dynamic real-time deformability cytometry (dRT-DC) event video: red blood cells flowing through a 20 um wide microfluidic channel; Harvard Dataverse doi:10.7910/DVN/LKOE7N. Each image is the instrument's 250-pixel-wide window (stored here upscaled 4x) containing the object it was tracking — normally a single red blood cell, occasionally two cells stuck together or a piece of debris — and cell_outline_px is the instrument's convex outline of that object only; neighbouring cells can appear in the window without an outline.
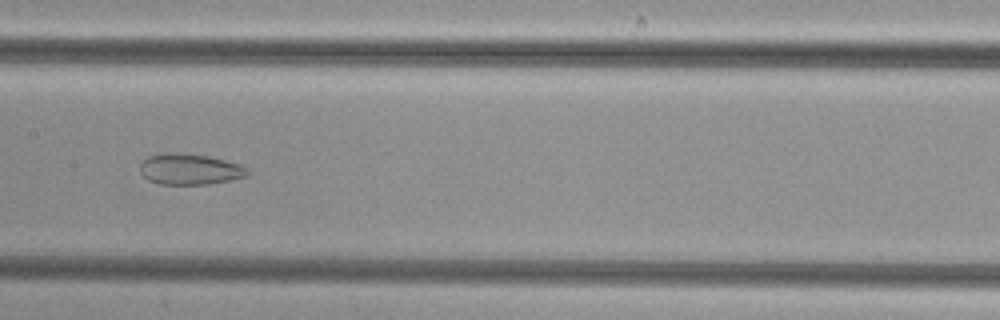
{"species": "common noctule bat (a hibernating species)", "species_latin": "Nyctalus noctula", "temperature_condition": "cold", "stored_images_in_passage": 51, "camera_frame_rate_fps": 3000, "um_per_image_px": 0.085, "animal": {"sex": "female", "body_mass_g": 29.2, "forearm_length_mm": 56.3}, "frame": {"image": 1, "passage_image": 26, "time_ms": 8.333, "image_size_px": [1000, 320], "cell_outline_px": [[248, 176], [232, 180], [208, 184], [160, 184], [148, 180], [140, 172], [140, 164], [148, 156], [164, 152], [168, 152], [208, 156], [240, 164], [248, 168]], "centroid_in_image_um": [16.14, 14.39], "position_along_channel_um": 191.3, "area_um2": 19.36}}
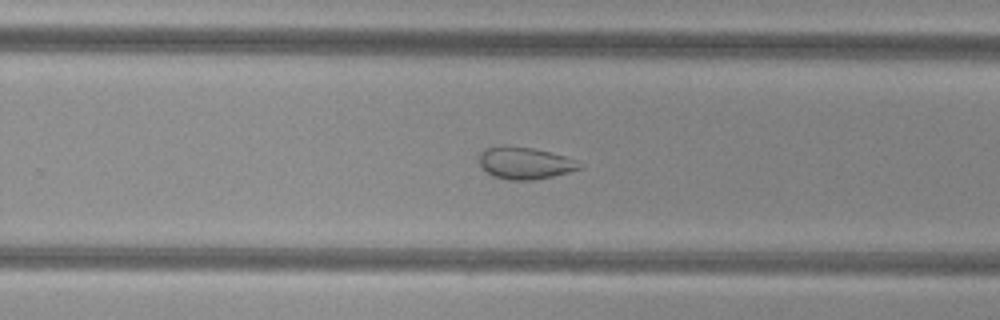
{"frame": {"image": 2, "passage_image": 33, "time_ms": 10.667, "image_size_px": [1000, 320], "cell_outline_px": [[584, 168], [552, 176], [532, 180], [508, 180], [492, 176], [480, 164], [480, 152], [484, 148], [532, 148], [564, 156], [576, 160], [584, 164]], "centroid_in_image_um": [44.68, 13.9], "position_along_channel_um": 285.1, "area_um2": 18.15}}
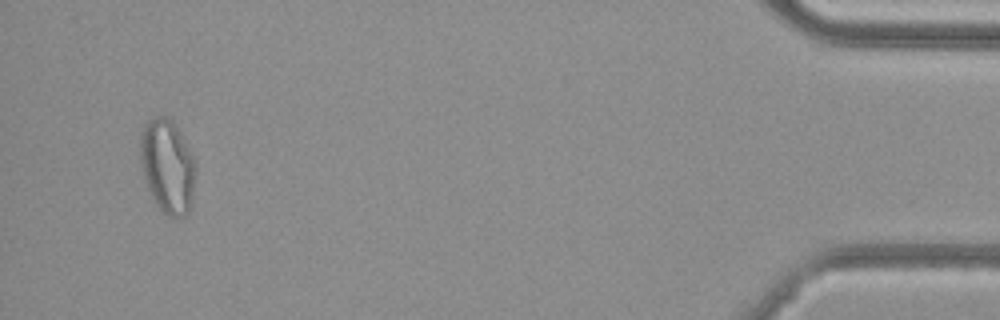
{"frame": {"image": 3, "passage_image": 49, "time_ms": 16.0, "image_size_px": [1000, 320], "cell_outline_px": [[196, 172], [192, 196], [188, 212], [184, 216], [168, 216], [160, 212], [152, 200], [144, 180], [140, 164], [140, 132], [144, 124], [148, 120], [156, 116], [164, 116], [172, 120], [196, 160]], "centroid_in_image_um": [14.21, 14.14], "position_along_channel_um": 421.0, "area_um2": 30.75}}